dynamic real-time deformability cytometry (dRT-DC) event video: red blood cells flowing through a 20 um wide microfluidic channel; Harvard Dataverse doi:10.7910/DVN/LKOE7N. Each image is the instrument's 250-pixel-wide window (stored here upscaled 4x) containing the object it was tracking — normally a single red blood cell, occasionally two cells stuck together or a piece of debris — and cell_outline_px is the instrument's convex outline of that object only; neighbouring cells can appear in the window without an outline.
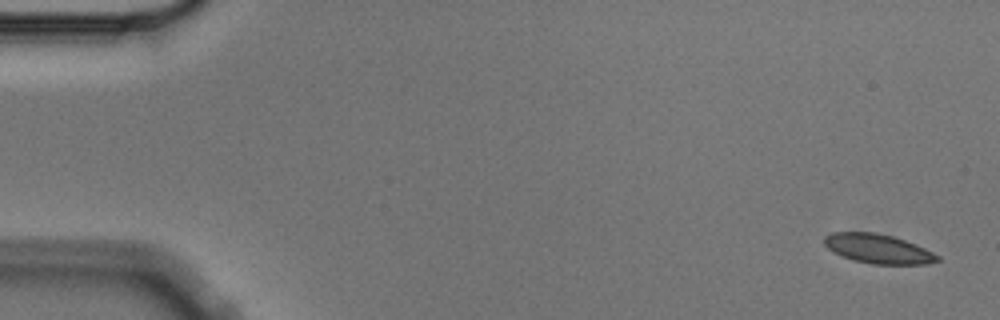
{"species": "Egyptian fruit bat (a non-hibernating species)", "species_latin": "Rousettus aegyptiacus", "temperature_condition": "cold", "stored_images_in_passage": 5, "camera_frame_rate_fps": 3000, "um_per_image_px": 0.085, "animal": {"sex": "male"}, "frame": {"image": 1, "passage_image": 1, "time_ms": 0.0, "image_size_px": [1000, 320], "cell_outline_px": [[940, 260], [928, 264], [872, 264], [852, 260], [840, 256], [832, 252], [824, 244], [824, 236], [832, 232], [876, 232], [892, 236], [916, 244], [940, 256]], "centroid_in_image_um": [74.61, 21.15], "position_along_channel_um": 10.4, "area_um2": 19.48}}
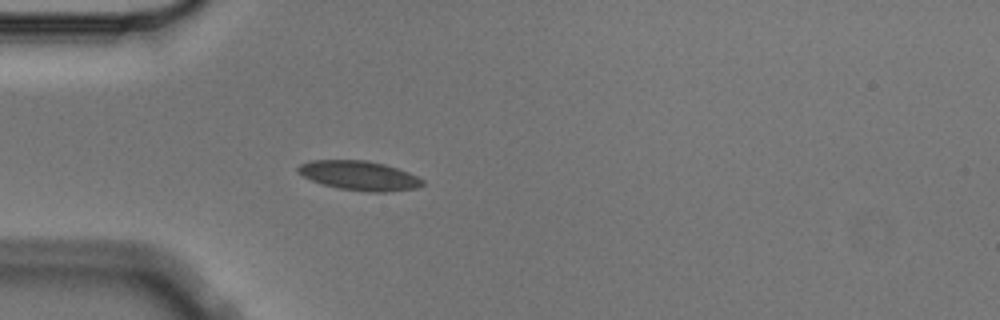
{"frame": {"image": 2, "passage_image": 5, "time_ms": 1.333, "image_size_px": [1000, 320], "cell_outline_px": [[424, 184], [416, 188], [384, 192], [368, 192], [340, 188], [324, 184], [312, 180], [296, 172], [296, 168], [300, 164], [312, 160], [368, 160], [384, 164], [408, 172], [424, 180]], "centroid_in_image_um": [30.53, 14.91], "position_along_channel_um": 54.5, "area_um2": 21.15}}